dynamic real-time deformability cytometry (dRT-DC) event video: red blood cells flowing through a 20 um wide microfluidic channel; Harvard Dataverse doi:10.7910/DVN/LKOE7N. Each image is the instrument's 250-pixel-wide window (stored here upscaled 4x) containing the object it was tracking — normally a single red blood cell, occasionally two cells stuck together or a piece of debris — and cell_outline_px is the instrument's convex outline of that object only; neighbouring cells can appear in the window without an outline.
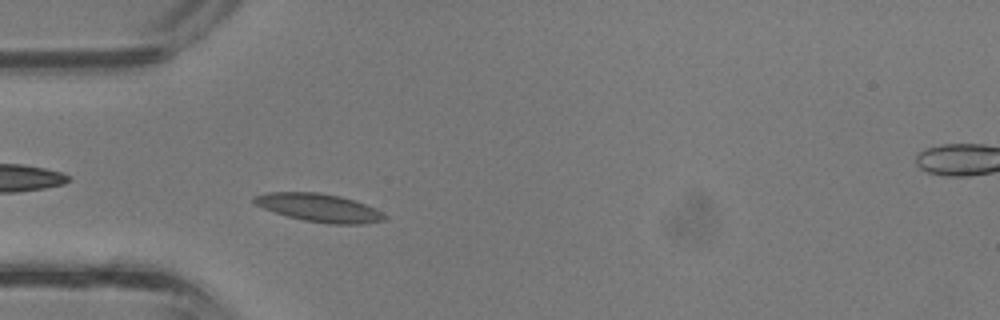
{"species": "common noctule bat (a hibernating species)", "species_latin": "Nyctalus noctula", "temperature_condition": "room temperature", "stored_images_in_passage": 33, "camera_frame_rate_fps": 3000, "um_per_image_px": 0.085, "animal": {"sex": "male", "body_mass_g": 13.3}, "frame": {"image": 1, "passage_image": 6, "time_ms": 1.667, "image_size_px": [1000, 320], "cell_outline_px": [[388, 216], [384, 220], [364, 224], [328, 224], [304, 220], [288, 216], [264, 208], [256, 204], [252, 200], [252, 196], [268, 192], [316, 192], [340, 196], [364, 204]], "centroid_in_image_um": [27.1, 17.66], "position_along_channel_um": 57.9, "area_um2": 21.1}}
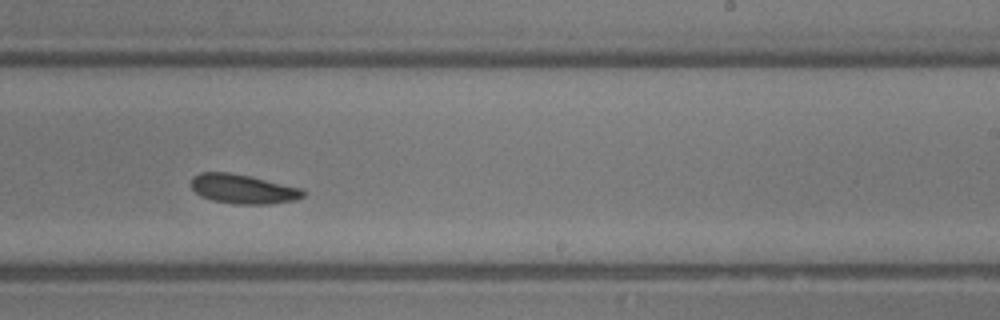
{"frame": {"image": 2, "passage_image": 18, "time_ms": 5.667, "image_size_px": [1000, 320], "cell_outline_px": [[304, 196], [296, 200], [268, 204], [232, 204], [212, 200], [200, 196], [192, 188], [192, 176], [200, 172], [228, 172], [248, 176], [300, 188], [304, 192]], "centroid_in_image_um": [20.61, 16.07], "position_along_channel_um": 268.4, "area_um2": 18.96}}
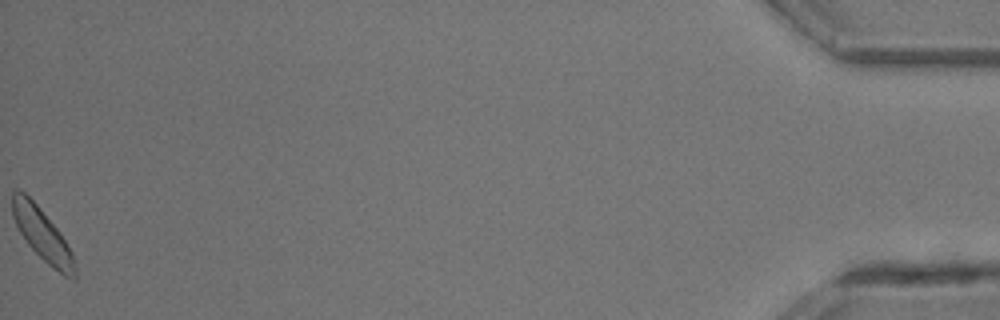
{"frame": {"image": 3, "passage_image": 33, "time_ms": 10.667, "image_size_px": [1000, 320], "cell_outline_px": [[76, 280], [72, 280], [64, 276], [52, 268], [28, 244], [20, 232], [12, 216], [12, 192], [16, 188], [24, 192], [36, 204], [60, 232], [72, 252], [76, 268]], "centroid_in_image_um": [3.61, 19.97], "position_along_channel_um": 431.6, "area_um2": 18.9}}